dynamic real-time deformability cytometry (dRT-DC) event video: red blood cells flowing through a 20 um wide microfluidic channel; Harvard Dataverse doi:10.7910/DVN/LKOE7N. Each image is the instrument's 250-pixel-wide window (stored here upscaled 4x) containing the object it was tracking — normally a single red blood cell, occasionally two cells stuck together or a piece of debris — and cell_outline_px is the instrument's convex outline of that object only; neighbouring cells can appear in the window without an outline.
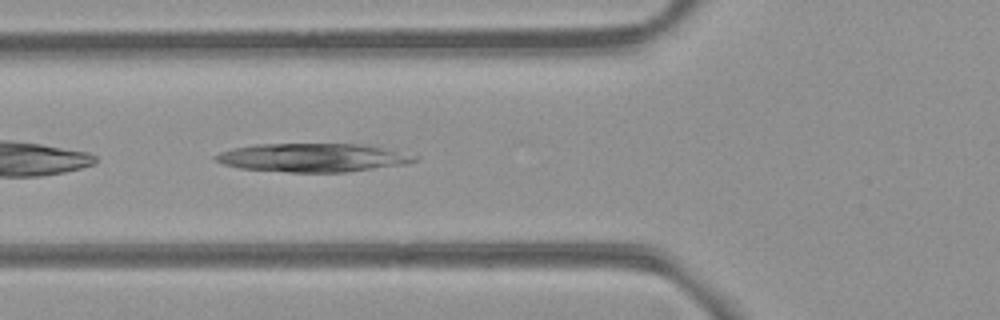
{"species": "common noctule bat (a hibernating species)", "species_latin": "Nyctalus noctula", "temperature_condition": "room temperature", "stored_images_in_passage": 13, "camera_frame_rate_fps": 3000, "um_per_image_px": 0.085, "animal": {"sex": "female", "body_mass_g": 21.9}, "frame": {"image": 1, "passage_image": 4, "time_ms": 1.0, "image_size_px": [1000, 320], "cell_outline_px": [[420, 156], [416, 160], [408, 164], [344, 172], [288, 172], [240, 168], [224, 164], [212, 160], [212, 156], [220, 152], [232, 148], [256, 144], [360, 144]], "centroid_in_image_um": [26.53, 13.4], "position_along_channel_um": 99.3, "area_um2": 32.95}}
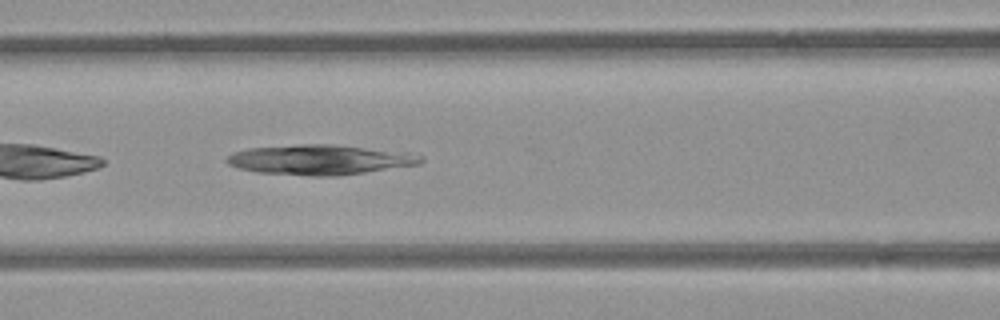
{"frame": {"image": 2, "passage_image": 7, "time_ms": 2.0, "image_size_px": [1000, 320], "cell_outline_px": [[424, 160], [420, 164], [336, 176], [312, 176], [256, 172], [240, 168], [228, 164], [224, 160], [232, 152], [248, 148], [304, 144], [332, 144], [408, 152], [424, 156]], "centroid_in_image_um": [27.19, 13.57], "position_along_channel_um": 139.4, "area_um2": 33.87}}
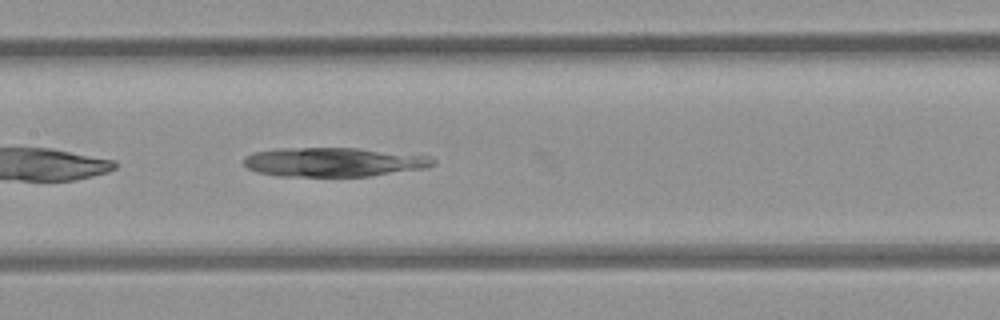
{"frame": {"image": 3, "passage_image": 10, "time_ms": 3.0, "image_size_px": [1000, 320], "cell_outline_px": [[436, 160], [428, 168], [368, 176], [276, 176], [256, 172], [248, 168], [244, 164], [244, 160], [248, 156], [256, 152], [276, 148], [356, 148], [432, 156]], "centroid_in_image_um": [28.38, 13.78], "position_along_channel_um": 179.0, "area_um2": 32.08}}